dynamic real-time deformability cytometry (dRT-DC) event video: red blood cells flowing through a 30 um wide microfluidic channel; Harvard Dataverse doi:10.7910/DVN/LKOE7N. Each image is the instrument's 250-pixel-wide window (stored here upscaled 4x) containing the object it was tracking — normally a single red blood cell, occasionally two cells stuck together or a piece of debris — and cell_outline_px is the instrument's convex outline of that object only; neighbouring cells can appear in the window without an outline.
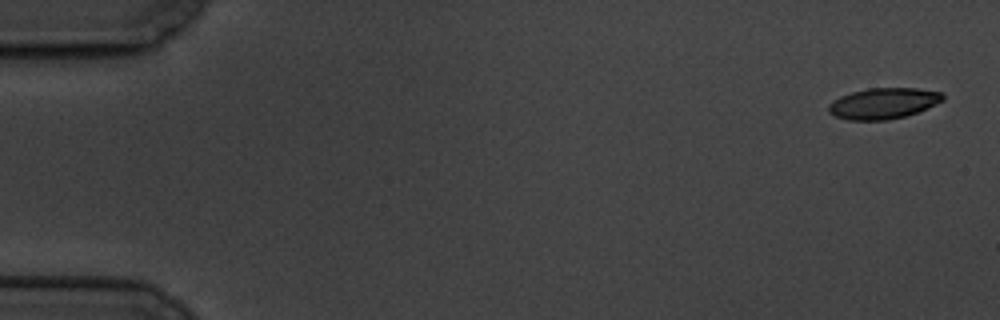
{"species": "common noctule bat (a hibernating species)", "species_latin": "Nyctalus noctula", "temperature_condition": "cold", "stored_images_in_passage": 8, "camera_frame_rate_fps": 3000, "um_per_image_px": 0.085, "animal": {"sex": "male", "body_mass_g": 19.5, "forearm_length_mm": 54.6}, "frame": {"image": 1, "passage_image": 1, "time_ms": 0.0, "image_size_px": [1000, 320], "cell_outline_px": [[944, 100], [936, 104], [916, 112], [904, 116], [888, 120], [848, 120], [836, 116], [828, 112], [828, 104], [832, 100], [840, 96], [852, 92], [868, 88], [916, 88], [944, 92]], "centroid_in_image_um": [75.08, 8.78], "position_along_channel_um": 9.9, "area_um2": 20.63}}
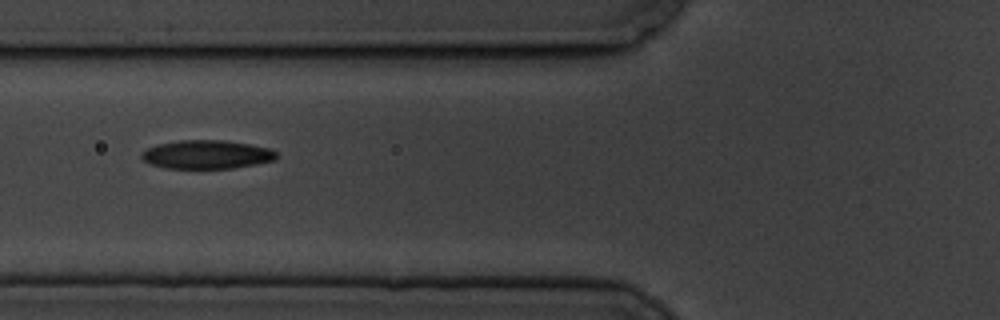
{"frame": {"image": 2, "passage_image": 7, "time_ms": 7.0, "image_size_px": [1000, 320], "cell_outline_px": [[276, 160], [256, 164], [232, 168], [164, 168], [152, 164], [144, 160], [140, 156], [140, 152], [156, 144], [180, 140], [224, 140], [248, 144], [268, 148], [276, 152]], "centroid_in_image_um": [17.54, 13.13], "position_along_channel_um": 108.3, "area_um2": 22.43}}
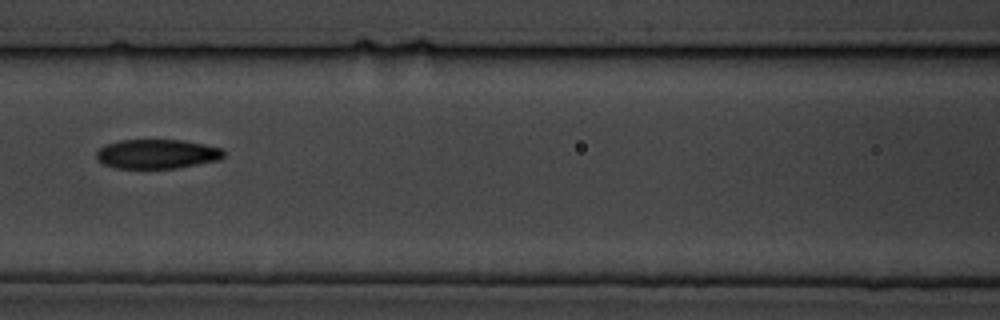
{"frame": {"image": 3, "passage_image": 8, "time_ms": 8.333, "image_size_px": [1000, 320], "cell_outline_px": [[224, 156], [220, 160], [180, 168], [116, 168], [104, 164], [96, 160], [96, 152], [104, 144], [120, 140], [184, 140], [204, 144], [220, 148], [224, 152]], "centroid_in_image_um": [13.34, 13.09], "position_along_channel_um": 153.3, "area_um2": 21.96}}